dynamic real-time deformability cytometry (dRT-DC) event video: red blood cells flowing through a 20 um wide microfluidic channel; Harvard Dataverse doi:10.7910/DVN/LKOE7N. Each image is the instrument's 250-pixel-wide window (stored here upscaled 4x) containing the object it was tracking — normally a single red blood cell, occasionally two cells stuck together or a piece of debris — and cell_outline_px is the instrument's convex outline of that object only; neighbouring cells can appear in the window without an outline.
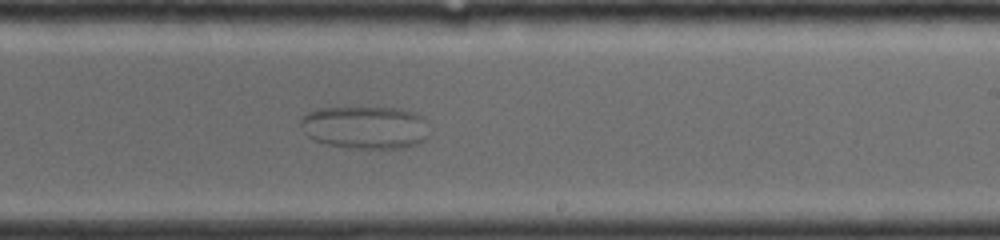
{"species": "common noctule bat (a hibernating species)", "species_latin": "Nyctalus noctula", "temperature_condition": "room temperature", "stored_images_in_passage": 60, "segment_of_instrument_passage": [1, 2], "camera_frame_rate_fps": 4000, "um_per_image_px": 0.085, "animal": {"sex": "female", "body_mass_g": 19.0, "forearm_length_mm": 56.7}, "frame": {"image": 1, "passage_image": 38, "time_ms": 9.75, "image_size_px": [1000, 240], "cell_outline_px": [[424, 140], [416, 144], [404, 148], [356, 148], [328, 144], [312, 140], [304, 132], [300, 124], [300, 116], [316, 108], [400, 108], [416, 112], [424, 116]], "centroid_in_image_um": [30.98, 10.81], "position_along_channel_um": 258.0, "area_um2": 31.91}}